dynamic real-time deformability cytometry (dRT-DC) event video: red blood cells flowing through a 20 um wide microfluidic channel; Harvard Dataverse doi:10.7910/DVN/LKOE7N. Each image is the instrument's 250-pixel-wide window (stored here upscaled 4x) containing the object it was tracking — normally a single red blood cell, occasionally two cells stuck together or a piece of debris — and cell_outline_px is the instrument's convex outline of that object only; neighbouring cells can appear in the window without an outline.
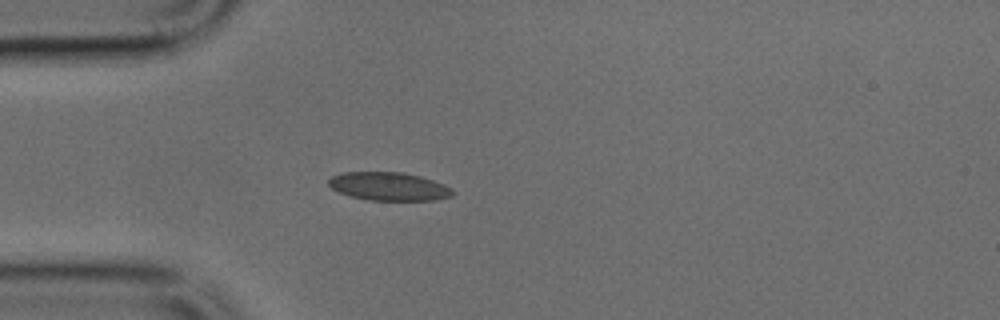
{"species": "common noctule bat (a hibernating species)", "species_latin": "Nyctalus noctula", "temperature_condition": "cold", "stored_images_in_passage": 30, "camera_frame_rate_fps": 3000, "um_per_image_px": 0.085, "animal": {"sex": "male", "body_mass_g": 17.9, "forearm_length_mm": 54.2}, "frame": {"image": 1, "passage_image": 1, "time_ms": 0.0, "image_size_px": [1000, 320], "cell_outline_px": [[456, 192], [452, 196], [436, 200], [368, 200], [352, 196], [340, 192], [332, 188], [328, 184], [328, 180], [332, 176], [340, 172], [404, 172], [420, 176], [444, 184], [452, 188]], "centroid_in_image_um": [33.08, 15.84], "position_along_channel_um": 51.9, "area_um2": 20.52}}
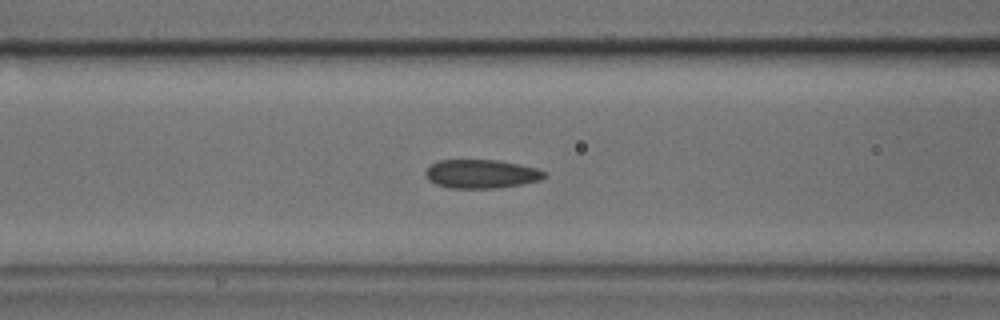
{"frame": {"image": 2, "passage_image": 7, "time_ms": 2.0, "image_size_px": [1000, 320], "cell_outline_px": [[548, 176], [540, 180], [520, 184], [496, 188], [448, 188], [436, 184], [428, 180], [424, 172], [432, 164], [440, 160], [500, 160], [520, 164], [536, 168], [548, 172]], "centroid_in_image_um": [40.94, 14.78], "position_along_channel_um": 125.7, "area_um2": 20.0}}